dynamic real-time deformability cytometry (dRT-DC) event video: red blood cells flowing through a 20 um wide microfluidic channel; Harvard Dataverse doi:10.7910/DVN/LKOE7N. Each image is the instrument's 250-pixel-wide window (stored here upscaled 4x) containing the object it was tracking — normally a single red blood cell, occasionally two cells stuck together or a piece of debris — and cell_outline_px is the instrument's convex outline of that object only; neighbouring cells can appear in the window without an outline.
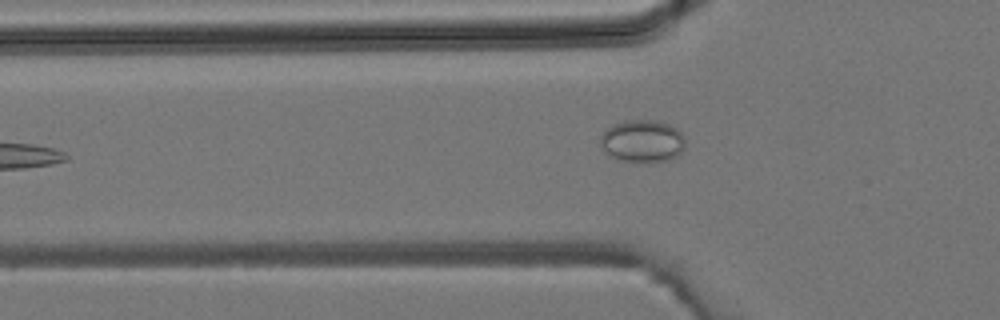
{"species": "common noctule bat (a hibernating species)", "species_latin": "Nyctalus noctula", "temperature_condition": "room temperature", "stored_images_in_passage": 3, "camera_frame_rate_fps": 3000, "um_per_image_px": 0.085, "animal": {"sex": "male", "body_mass_g": 19.2, "forearm_length_mm": 51.8}, "frame": {"image": 1, "passage_image": 3, "time_ms": 0.667, "image_size_px": [1000, 320], "cell_outline_px": [[684, 148], [676, 156], [668, 160], [648, 164], [616, 160], [600, 144], [600, 136], [612, 124], [628, 120], [660, 120], [676, 128], [684, 136]], "centroid_in_image_um": [54.62, 12.01], "position_along_channel_um": 71.2, "area_um2": 21.27}}